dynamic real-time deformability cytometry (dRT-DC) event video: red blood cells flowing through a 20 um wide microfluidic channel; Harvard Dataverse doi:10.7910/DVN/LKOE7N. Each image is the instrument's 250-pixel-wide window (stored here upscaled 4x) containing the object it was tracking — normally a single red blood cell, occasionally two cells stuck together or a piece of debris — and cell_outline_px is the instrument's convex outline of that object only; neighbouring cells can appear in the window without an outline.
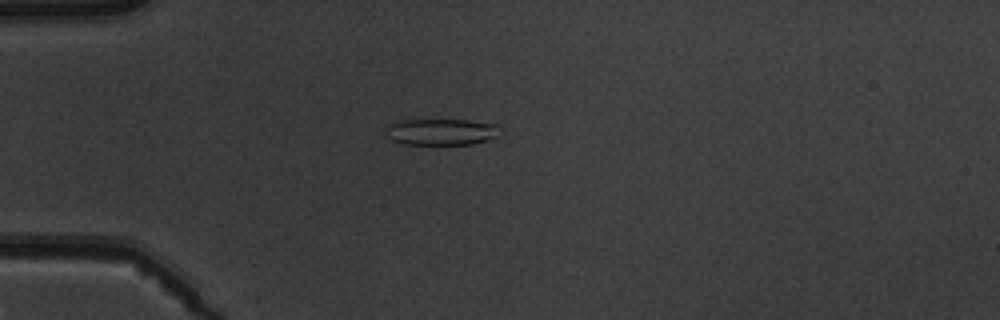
{"species": "common noctule bat (a hibernating species)", "species_latin": "Nyctalus noctula", "temperature_condition": "warm", "stored_images_in_passage": 7, "camera_frame_rate_fps": 3000, "um_per_image_px": 0.085, "animal": {"sex": "male", "body_mass_g": 19.5, "forearm_length_mm": 54.6}, "frame": {"image": 1, "passage_image": 5, "time_ms": 4.667, "image_size_px": [1000, 320], "cell_outline_px": [[496, 136], [472, 144], [404, 144], [392, 140], [384, 136], [384, 128], [388, 124], [400, 120], [468, 120], [496, 124]], "centroid_in_image_um": [37.36, 11.2], "position_along_channel_um": 47.6, "area_um2": 17.46}}
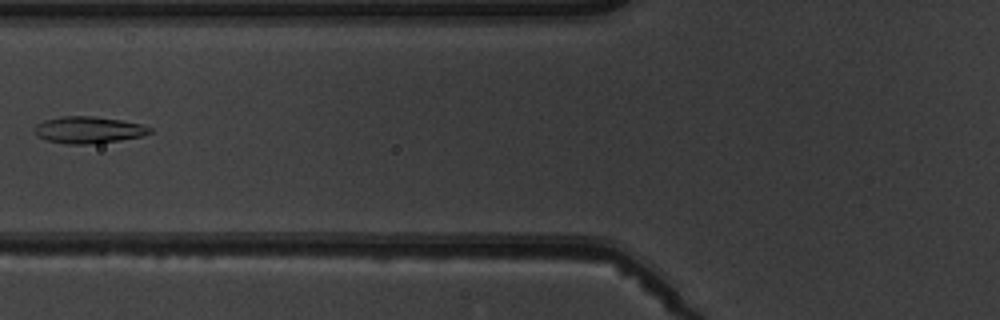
{"frame": {"image": 2, "passage_image": 7, "time_ms": 7.0, "image_size_px": [1000, 320], "cell_outline_px": [[152, 132], [140, 136], [120, 140], [84, 144], [64, 144], [44, 140], [36, 136], [32, 132], [32, 128], [36, 124], [44, 120], [64, 116], [92, 116], [120, 120], [140, 124], [152, 128]], "centroid_in_image_um": [7.42, 11.04], "position_along_channel_um": 118.4, "area_um2": 18.03}}